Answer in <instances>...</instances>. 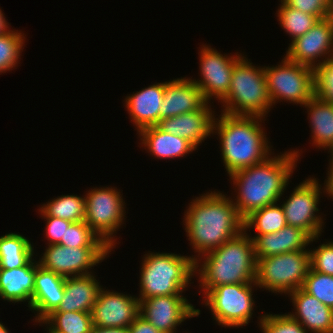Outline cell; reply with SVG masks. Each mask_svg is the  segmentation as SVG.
<instances>
[{
	"mask_svg": "<svg viewBox=\"0 0 333 333\" xmlns=\"http://www.w3.org/2000/svg\"><path fill=\"white\" fill-rule=\"evenodd\" d=\"M91 315L93 326L128 327L140 315L139 299L102 287Z\"/></svg>",
	"mask_w": 333,
	"mask_h": 333,
	"instance_id": "obj_16",
	"label": "cell"
},
{
	"mask_svg": "<svg viewBox=\"0 0 333 333\" xmlns=\"http://www.w3.org/2000/svg\"><path fill=\"white\" fill-rule=\"evenodd\" d=\"M263 333H308V331L288 313L264 314L258 318Z\"/></svg>",
	"mask_w": 333,
	"mask_h": 333,
	"instance_id": "obj_36",
	"label": "cell"
},
{
	"mask_svg": "<svg viewBox=\"0 0 333 333\" xmlns=\"http://www.w3.org/2000/svg\"><path fill=\"white\" fill-rule=\"evenodd\" d=\"M200 50L199 69L202 78L196 80L191 77V80L200 88L207 103L213 97L221 103L228 95L234 66L243 55L238 52L232 56L223 55L208 45H202Z\"/></svg>",
	"mask_w": 333,
	"mask_h": 333,
	"instance_id": "obj_13",
	"label": "cell"
},
{
	"mask_svg": "<svg viewBox=\"0 0 333 333\" xmlns=\"http://www.w3.org/2000/svg\"><path fill=\"white\" fill-rule=\"evenodd\" d=\"M309 269V250L256 259L255 284L260 289L288 295L302 288Z\"/></svg>",
	"mask_w": 333,
	"mask_h": 333,
	"instance_id": "obj_7",
	"label": "cell"
},
{
	"mask_svg": "<svg viewBox=\"0 0 333 333\" xmlns=\"http://www.w3.org/2000/svg\"><path fill=\"white\" fill-rule=\"evenodd\" d=\"M140 315L162 333H176L177 326L200 315V309L183 295H166L139 300Z\"/></svg>",
	"mask_w": 333,
	"mask_h": 333,
	"instance_id": "obj_14",
	"label": "cell"
},
{
	"mask_svg": "<svg viewBox=\"0 0 333 333\" xmlns=\"http://www.w3.org/2000/svg\"><path fill=\"white\" fill-rule=\"evenodd\" d=\"M8 330H9V329H7V328L5 327V325H3L2 322H0V333H9Z\"/></svg>",
	"mask_w": 333,
	"mask_h": 333,
	"instance_id": "obj_44",
	"label": "cell"
},
{
	"mask_svg": "<svg viewBox=\"0 0 333 333\" xmlns=\"http://www.w3.org/2000/svg\"><path fill=\"white\" fill-rule=\"evenodd\" d=\"M264 71L273 105L283 100L303 107L314 96L313 68L285 56L278 66H264Z\"/></svg>",
	"mask_w": 333,
	"mask_h": 333,
	"instance_id": "obj_10",
	"label": "cell"
},
{
	"mask_svg": "<svg viewBox=\"0 0 333 333\" xmlns=\"http://www.w3.org/2000/svg\"><path fill=\"white\" fill-rule=\"evenodd\" d=\"M46 219V238L48 240V245L59 244L61 239L64 238V234L66 233V229L72 223L68 220H64L61 218L53 217V216H41Z\"/></svg>",
	"mask_w": 333,
	"mask_h": 333,
	"instance_id": "obj_39",
	"label": "cell"
},
{
	"mask_svg": "<svg viewBox=\"0 0 333 333\" xmlns=\"http://www.w3.org/2000/svg\"><path fill=\"white\" fill-rule=\"evenodd\" d=\"M317 247V249H309L310 268L327 275H333V241H328Z\"/></svg>",
	"mask_w": 333,
	"mask_h": 333,
	"instance_id": "obj_37",
	"label": "cell"
},
{
	"mask_svg": "<svg viewBox=\"0 0 333 333\" xmlns=\"http://www.w3.org/2000/svg\"><path fill=\"white\" fill-rule=\"evenodd\" d=\"M41 323L48 333H89L93 326L91 313L81 311L52 312Z\"/></svg>",
	"mask_w": 333,
	"mask_h": 333,
	"instance_id": "obj_29",
	"label": "cell"
},
{
	"mask_svg": "<svg viewBox=\"0 0 333 333\" xmlns=\"http://www.w3.org/2000/svg\"><path fill=\"white\" fill-rule=\"evenodd\" d=\"M263 120L266 119L261 116L229 115L223 112L214 119L212 134L219 136L220 152L227 174L263 162L272 155V146L261 127Z\"/></svg>",
	"mask_w": 333,
	"mask_h": 333,
	"instance_id": "obj_3",
	"label": "cell"
},
{
	"mask_svg": "<svg viewBox=\"0 0 333 333\" xmlns=\"http://www.w3.org/2000/svg\"><path fill=\"white\" fill-rule=\"evenodd\" d=\"M297 150H288L277 156L273 153V156H269L263 162L239 169L229 175L232 184L235 185V191L237 190V196L232 201L243 219L252 212L282 199L301 156Z\"/></svg>",
	"mask_w": 333,
	"mask_h": 333,
	"instance_id": "obj_2",
	"label": "cell"
},
{
	"mask_svg": "<svg viewBox=\"0 0 333 333\" xmlns=\"http://www.w3.org/2000/svg\"><path fill=\"white\" fill-rule=\"evenodd\" d=\"M102 286L93 273L67 277L62 302L53 312L81 311L91 313Z\"/></svg>",
	"mask_w": 333,
	"mask_h": 333,
	"instance_id": "obj_24",
	"label": "cell"
},
{
	"mask_svg": "<svg viewBox=\"0 0 333 333\" xmlns=\"http://www.w3.org/2000/svg\"><path fill=\"white\" fill-rule=\"evenodd\" d=\"M292 300L295 312L288 314L298 321L310 333H333V310L302 288L292 291L288 298Z\"/></svg>",
	"mask_w": 333,
	"mask_h": 333,
	"instance_id": "obj_19",
	"label": "cell"
},
{
	"mask_svg": "<svg viewBox=\"0 0 333 333\" xmlns=\"http://www.w3.org/2000/svg\"><path fill=\"white\" fill-rule=\"evenodd\" d=\"M314 96L333 104V58L313 68Z\"/></svg>",
	"mask_w": 333,
	"mask_h": 333,
	"instance_id": "obj_35",
	"label": "cell"
},
{
	"mask_svg": "<svg viewBox=\"0 0 333 333\" xmlns=\"http://www.w3.org/2000/svg\"><path fill=\"white\" fill-rule=\"evenodd\" d=\"M24 33L10 30L0 35V74L16 69L25 46Z\"/></svg>",
	"mask_w": 333,
	"mask_h": 333,
	"instance_id": "obj_32",
	"label": "cell"
},
{
	"mask_svg": "<svg viewBox=\"0 0 333 333\" xmlns=\"http://www.w3.org/2000/svg\"><path fill=\"white\" fill-rule=\"evenodd\" d=\"M254 286L257 287L255 282L219 285L212 288L203 301L218 325L232 328L246 326L254 312Z\"/></svg>",
	"mask_w": 333,
	"mask_h": 333,
	"instance_id": "obj_9",
	"label": "cell"
},
{
	"mask_svg": "<svg viewBox=\"0 0 333 333\" xmlns=\"http://www.w3.org/2000/svg\"><path fill=\"white\" fill-rule=\"evenodd\" d=\"M5 14L2 12L0 8V35L5 34L10 31L9 22H7Z\"/></svg>",
	"mask_w": 333,
	"mask_h": 333,
	"instance_id": "obj_43",
	"label": "cell"
},
{
	"mask_svg": "<svg viewBox=\"0 0 333 333\" xmlns=\"http://www.w3.org/2000/svg\"><path fill=\"white\" fill-rule=\"evenodd\" d=\"M249 237L253 240L256 259L267 258L287 252L309 250L306 247L320 236L311 238L305 231L286 225L281 230Z\"/></svg>",
	"mask_w": 333,
	"mask_h": 333,
	"instance_id": "obj_20",
	"label": "cell"
},
{
	"mask_svg": "<svg viewBox=\"0 0 333 333\" xmlns=\"http://www.w3.org/2000/svg\"><path fill=\"white\" fill-rule=\"evenodd\" d=\"M287 6L316 16L319 20L333 15V5L328 0H282Z\"/></svg>",
	"mask_w": 333,
	"mask_h": 333,
	"instance_id": "obj_38",
	"label": "cell"
},
{
	"mask_svg": "<svg viewBox=\"0 0 333 333\" xmlns=\"http://www.w3.org/2000/svg\"><path fill=\"white\" fill-rule=\"evenodd\" d=\"M164 97V82L155 83L125 98V107L137 133L160 123V107Z\"/></svg>",
	"mask_w": 333,
	"mask_h": 333,
	"instance_id": "obj_22",
	"label": "cell"
},
{
	"mask_svg": "<svg viewBox=\"0 0 333 333\" xmlns=\"http://www.w3.org/2000/svg\"><path fill=\"white\" fill-rule=\"evenodd\" d=\"M37 263L38 261L32 257L22 267L0 269V298L14 304L27 301L30 309Z\"/></svg>",
	"mask_w": 333,
	"mask_h": 333,
	"instance_id": "obj_23",
	"label": "cell"
},
{
	"mask_svg": "<svg viewBox=\"0 0 333 333\" xmlns=\"http://www.w3.org/2000/svg\"><path fill=\"white\" fill-rule=\"evenodd\" d=\"M85 196L61 195L44 203L38 210L42 216H53L70 222L85 221Z\"/></svg>",
	"mask_w": 333,
	"mask_h": 333,
	"instance_id": "obj_28",
	"label": "cell"
},
{
	"mask_svg": "<svg viewBox=\"0 0 333 333\" xmlns=\"http://www.w3.org/2000/svg\"><path fill=\"white\" fill-rule=\"evenodd\" d=\"M183 224L194 253H198V256L192 255L195 262L244 231V219L231 196L220 191L193 199L184 214Z\"/></svg>",
	"mask_w": 333,
	"mask_h": 333,
	"instance_id": "obj_1",
	"label": "cell"
},
{
	"mask_svg": "<svg viewBox=\"0 0 333 333\" xmlns=\"http://www.w3.org/2000/svg\"><path fill=\"white\" fill-rule=\"evenodd\" d=\"M221 112L229 115L261 116L273 108L264 67L254 66L250 59L243 56L234 66L230 89L221 102ZM225 108V109H224Z\"/></svg>",
	"mask_w": 333,
	"mask_h": 333,
	"instance_id": "obj_6",
	"label": "cell"
},
{
	"mask_svg": "<svg viewBox=\"0 0 333 333\" xmlns=\"http://www.w3.org/2000/svg\"><path fill=\"white\" fill-rule=\"evenodd\" d=\"M206 103L200 88L191 78L181 77L166 81L160 107V121L164 118L200 110Z\"/></svg>",
	"mask_w": 333,
	"mask_h": 333,
	"instance_id": "obj_17",
	"label": "cell"
},
{
	"mask_svg": "<svg viewBox=\"0 0 333 333\" xmlns=\"http://www.w3.org/2000/svg\"><path fill=\"white\" fill-rule=\"evenodd\" d=\"M89 333H130L128 327H97L92 326Z\"/></svg>",
	"mask_w": 333,
	"mask_h": 333,
	"instance_id": "obj_41",
	"label": "cell"
},
{
	"mask_svg": "<svg viewBox=\"0 0 333 333\" xmlns=\"http://www.w3.org/2000/svg\"><path fill=\"white\" fill-rule=\"evenodd\" d=\"M329 171L327 173V179L324 181L325 185V192L327 196H331L330 198L333 199V161L329 162V168H327Z\"/></svg>",
	"mask_w": 333,
	"mask_h": 333,
	"instance_id": "obj_42",
	"label": "cell"
},
{
	"mask_svg": "<svg viewBox=\"0 0 333 333\" xmlns=\"http://www.w3.org/2000/svg\"><path fill=\"white\" fill-rule=\"evenodd\" d=\"M140 266L139 300L166 295H182L195 274L192 256L149 252Z\"/></svg>",
	"mask_w": 333,
	"mask_h": 333,
	"instance_id": "obj_5",
	"label": "cell"
},
{
	"mask_svg": "<svg viewBox=\"0 0 333 333\" xmlns=\"http://www.w3.org/2000/svg\"><path fill=\"white\" fill-rule=\"evenodd\" d=\"M33 243L18 233L0 237V269L11 270L24 266L34 257Z\"/></svg>",
	"mask_w": 333,
	"mask_h": 333,
	"instance_id": "obj_27",
	"label": "cell"
},
{
	"mask_svg": "<svg viewBox=\"0 0 333 333\" xmlns=\"http://www.w3.org/2000/svg\"><path fill=\"white\" fill-rule=\"evenodd\" d=\"M330 160L329 161H333V150H332V152L330 153Z\"/></svg>",
	"mask_w": 333,
	"mask_h": 333,
	"instance_id": "obj_45",
	"label": "cell"
},
{
	"mask_svg": "<svg viewBox=\"0 0 333 333\" xmlns=\"http://www.w3.org/2000/svg\"><path fill=\"white\" fill-rule=\"evenodd\" d=\"M302 289L333 310V275L310 268Z\"/></svg>",
	"mask_w": 333,
	"mask_h": 333,
	"instance_id": "obj_33",
	"label": "cell"
},
{
	"mask_svg": "<svg viewBox=\"0 0 333 333\" xmlns=\"http://www.w3.org/2000/svg\"><path fill=\"white\" fill-rule=\"evenodd\" d=\"M277 11V19L281 28L291 36V40L304 35L319 20L316 16L304 13L300 10L287 6L282 0Z\"/></svg>",
	"mask_w": 333,
	"mask_h": 333,
	"instance_id": "obj_31",
	"label": "cell"
},
{
	"mask_svg": "<svg viewBox=\"0 0 333 333\" xmlns=\"http://www.w3.org/2000/svg\"><path fill=\"white\" fill-rule=\"evenodd\" d=\"M311 126L312 146L333 150V104L313 96L305 105Z\"/></svg>",
	"mask_w": 333,
	"mask_h": 333,
	"instance_id": "obj_26",
	"label": "cell"
},
{
	"mask_svg": "<svg viewBox=\"0 0 333 333\" xmlns=\"http://www.w3.org/2000/svg\"><path fill=\"white\" fill-rule=\"evenodd\" d=\"M116 187L92 188L85 194V223L110 248H115V233L123 225L125 201Z\"/></svg>",
	"mask_w": 333,
	"mask_h": 333,
	"instance_id": "obj_8",
	"label": "cell"
},
{
	"mask_svg": "<svg viewBox=\"0 0 333 333\" xmlns=\"http://www.w3.org/2000/svg\"><path fill=\"white\" fill-rule=\"evenodd\" d=\"M206 103L200 110L164 118L158 126L165 132L180 136L196 148L212 135L215 111Z\"/></svg>",
	"mask_w": 333,
	"mask_h": 333,
	"instance_id": "obj_18",
	"label": "cell"
},
{
	"mask_svg": "<svg viewBox=\"0 0 333 333\" xmlns=\"http://www.w3.org/2000/svg\"><path fill=\"white\" fill-rule=\"evenodd\" d=\"M286 225L283 207L277 203L256 210L244 219V231L255 228L258 233L255 235L277 232Z\"/></svg>",
	"mask_w": 333,
	"mask_h": 333,
	"instance_id": "obj_30",
	"label": "cell"
},
{
	"mask_svg": "<svg viewBox=\"0 0 333 333\" xmlns=\"http://www.w3.org/2000/svg\"><path fill=\"white\" fill-rule=\"evenodd\" d=\"M130 333H162L139 315L129 326Z\"/></svg>",
	"mask_w": 333,
	"mask_h": 333,
	"instance_id": "obj_40",
	"label": "cell"
},
{
	"mask_svg": "<svg viewBox=\"0 0 333 333\" xmlns=\"http://www.w3.org/2000/svg\"><path fill=\"white\" fill-rule=\"evenodd\" d=\"M64 284L65 277L45 270L39 263L36 264L34 293L30 308L37 313L33 321L41 325V322L57 309L64 296Z\"/></svg>",
	"mask_w": 333,
	"mask_h": 333,
	"instance_id": "obj_21",
	"label": "cell"
},
{
	"mask_svg": "<svg viewBox=\"0 0 333 333\" xmlns=\"http://www.w3.org/2000/svg\"><path fill=\"white\" fill-rule=\"evenodd\" d=\"M285 56L311 68L333 58V15L318 20L304 35L291 41Z\"/></svg>",
	"mask_w": 333,
	"mask_h": 333,
	"instance_id": "obj_15",
	"label": "cell"
},
{
	"mask_svg": "<svg viewBox=\"0 0 333 333\" xmlns=\"http://www.w3.org/2000/svg\"><path fill=\"white\" fill-rule=\"evenodd\" d=\"M202 257L204 261H201ZM197 273L203 295L219 285L255 282L253 240L243 231L219 248L202 255L195 262V274Z\"/></svg>",
	"mask_w": 333,
	"mask_h": 333,
	"instance_id": "obj_4",
	"label": "cell"
},
{
	"mask_svg": "<svg viewBox=\"0 0 333 333\" xmlns=\"http://www.w3.org/2000/svg\"><path fill=\"white\" fill-rule=\"evenodd\" d=\"M315 177H308L296 186L286 201L281 204L286 224L305 231L311 238L321 236L324 221L319 215L320 194L325 192ZM316 213V214H315ZM318 213V214H317Z\"/></svg>",
	"mask_w": 333,
	"mask_h": 333,
	"instance_id": "obj_11",
	"label": "cell"
},
{
	"mask_svg": "<svg viewBox=\"0 0 333 333\" xmlns=\"http://www.w3.org/2000/svg\"><path fill=\"white\" fill-rule=\"evenodd\" d=\"M60 245L67 247H108L85 222H72Z\"/></svg>",
	"mask_w": 333,
	"mask_h": 333,
	"instance_id": "obj_34",
	"label": "cell"
},
{
	"mask_svg": "<svg viewBox=\"0 0 333 333\" xmlns=\"http://www.w3.org/2000/svg\"><path fill=\"white\" fill-rule=\"evenodd\" d=\"M47 246L38 260L39 265L65 278L91 274L89 270L94 269L112 251L109 247Z\"/></svg>",
	"mask_w": 333,
	"mask_h": 333,
	"instance_id": "obj_12",
	"label": "cell"
},
{
	"mask_svg": "<svg viewBox=\"0 0 333 333\" xmlns=\"http://www.w3.org/2000/svg\"><path fill=\"white\" fill-rule=\"evenodd\" d=\"M137 134L141 145L157 159L181 158L197 149L188 140L165 132L158 125L144 128Z\"/></svg>",
	"mask_w": 333,
	"mask_h": 333,
	"instance_id": "obj_25",
	"label": "cell"
}]
</instances>
